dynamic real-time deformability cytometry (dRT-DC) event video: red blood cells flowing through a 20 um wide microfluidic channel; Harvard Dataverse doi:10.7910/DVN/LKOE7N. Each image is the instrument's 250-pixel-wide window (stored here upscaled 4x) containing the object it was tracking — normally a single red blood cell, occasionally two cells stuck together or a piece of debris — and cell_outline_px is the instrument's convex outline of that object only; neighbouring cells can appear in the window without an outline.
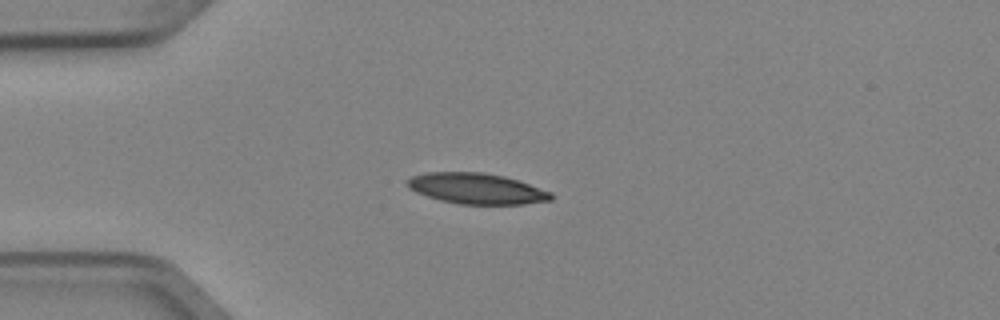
{"species": "Egyptian fruit bat (a non-hibernating species)", "species_latin": "Rousettus aegyptiacus", "temperature_condition": "cold", "stored_images_in_passage": 6, "camera_frame_rate_fps": 3000, "um_per_image_px": 0.085, "animal": {"sex": "female"}, "frame": {"image": 1, "passage_image": 4, "time_ms": 1.0, "image_size_px": [1000, 320], "cell_outline_px": [[552, 200], [524, 204], [460, 204], [440, 200], [416, 192], [408, 188], [404, 180], [412, 176], [424, 172], [484, 172], [504, 176], [552, 192]], "centroid_in_image_um": [40.46, 16.02], "position_along_channel_um": 44.5, "area_um2": 25.78}}
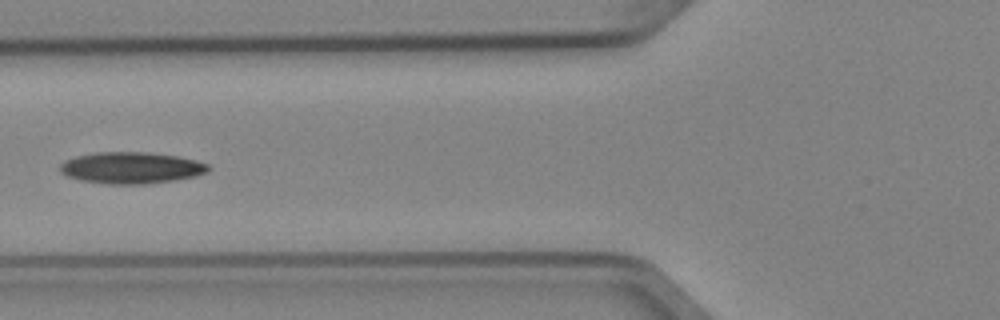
{"frame": {"image": 2, "passage_image": 6, "time_ms": 1.667, "image_size_px": [1000, 320], "cell_outline_px": [[212, 168], [208, 172], [196, 176], [172, 180], [144, 184], [108, 184], [84, 180], [68, 176], [60, 172], [60, 164], [64, 160], [76, 156], [96, 152], [144, 152], [176, 156], [196, 160], [208, 164]], "centroid_in_image_um": [11.17, 14.26], "position_along_channel_um": 114.6, "area_um2": 27.11}}